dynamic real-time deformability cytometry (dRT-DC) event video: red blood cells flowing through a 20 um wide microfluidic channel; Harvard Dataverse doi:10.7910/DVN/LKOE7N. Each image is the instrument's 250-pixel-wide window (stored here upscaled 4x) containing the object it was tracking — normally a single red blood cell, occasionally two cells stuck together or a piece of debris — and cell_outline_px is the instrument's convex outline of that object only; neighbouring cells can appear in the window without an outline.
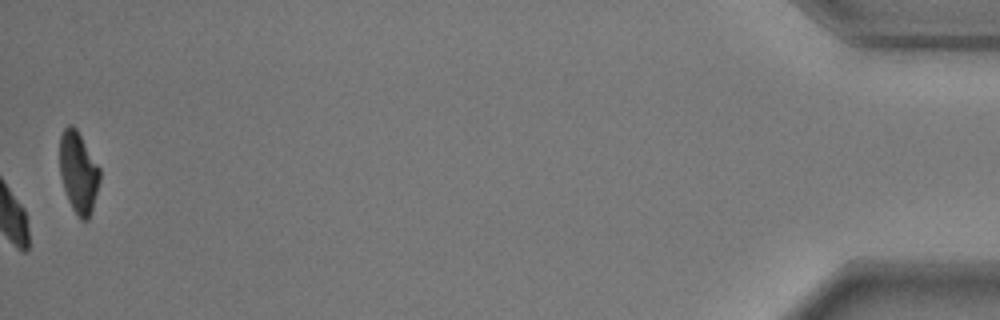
{"species": "common noctule bat (a hibernating species)", "species_latin": "Nyctalus noctula", "temperature_condition": "warm", "stored_images_in_passage": 56, "camera_frame_rate_fps": 3000, "um_per_image_px": 0.085, "animal": {"sex": "male", "body_mass_g": 17.9}, "frame": {"image": 1, "passage_image": 56, "time_ms": 18.333, "image_size_px": [1000, 320], "cell_outline_px": [[100, 180], [92, 212], [88, 220], [80, 220], [72, 208], [68, 200], [60, 176], [60, 136], [64, 128], [68, 124], [72, 124], [76, 128], [100, 168]], "centroid_in_image_um": [6.67, 14.66], "position_along_channel_um": 428.5, "area_um2": 19.07}, "authors_computed_cell_mechanics": {"area_um2": 18.6983, "velocity_mm_per_s": 3.6382, "shape_relaxation_time_tau1_ms": 1.8169, "shape_relaxation_time_tau2_ms": null, "deformation_change_tau1": 0.0997, "deformation_change_tau2": null}}